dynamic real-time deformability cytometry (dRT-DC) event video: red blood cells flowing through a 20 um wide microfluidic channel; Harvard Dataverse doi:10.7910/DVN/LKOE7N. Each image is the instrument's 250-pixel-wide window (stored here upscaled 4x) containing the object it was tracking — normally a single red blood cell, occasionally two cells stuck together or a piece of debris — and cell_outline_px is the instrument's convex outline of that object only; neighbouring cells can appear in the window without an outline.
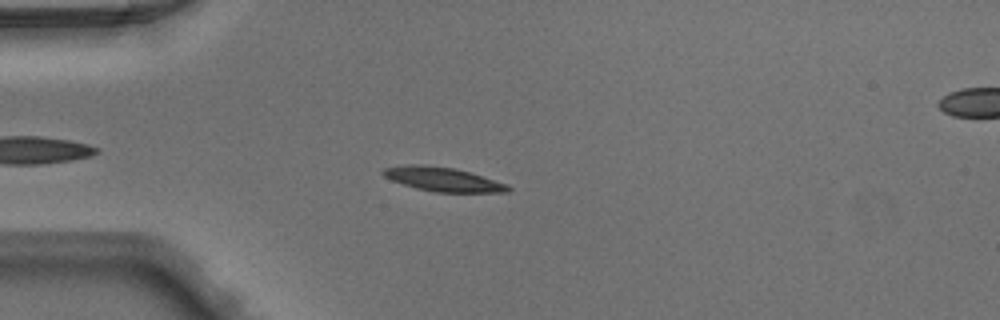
{"species": "Egyptian fruit bat (a non-hibernating species)", "species_latin": "Rousettus aegyptiacus", "temperature_condition": "warm", "stored_images_in_passage": 44, "camera_frame_rate_fps": 3000, "um_per_image_px": 0.085, "animal": {"sex": "male"}, "frame": {"image": 1, "passage_image": 8, "time_ms": 2.333, "image_size_px": [1000, 320], "cell_outline_px": [[512, 188], [508, 192], [436, 192], [416, 188], [392, 180], [384, 176], [380, 172], [384, 168], [404, 164], [424, 164], [456, 168], [508, 184]], "centroid_in_image_um": [37.63, 15.22], "position_along_channel_um": 47.4, "area_um2": 17.57}}
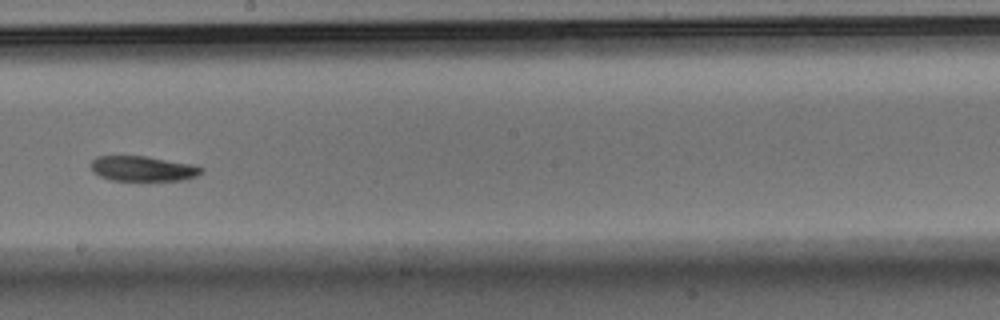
{"frame": {"image": 2, "passage_image": 23, "time_ms": 7.333, "image_size_px": [1000, 320], "cell_outline_px": [[204, 172], [196, 176], [184, 180], [112, 180], [100, 176], [92, 172], [88, 164], [96, 156], [148, 156], [192, 164], [204, 168]], "centroid_in_image_um": [12.12, 14.32], "position_along_channel_um": 236.1, "area_um2": 16.36}}
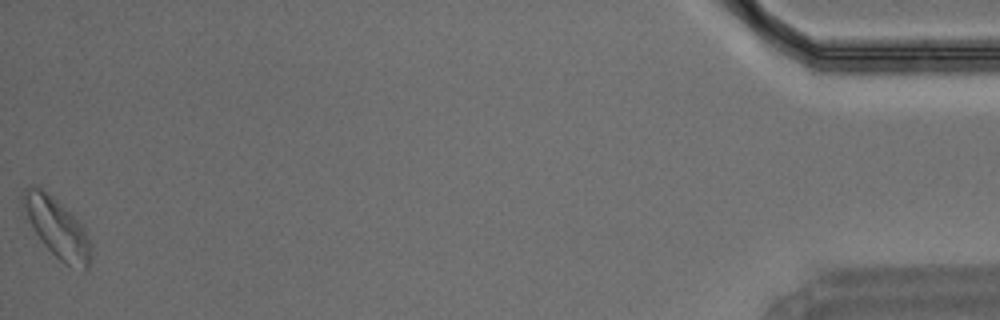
{"frame": {"image": 3, "passage_image": 44, "time_ms": 14.333, "image_size_px": [1000, 320], "cell_outline_px": [[88, 268], [84, 272], [64, 264], [44, 244], [32, 228], [20, 208], [20, 196], [24, 188], [32, 184], [40, 184], [80, 224], [88, 240]], "centroid_in_image_um": [4.7, 19.28], "position_along_channel_um": 430.5, "area_um2": 23.29}}